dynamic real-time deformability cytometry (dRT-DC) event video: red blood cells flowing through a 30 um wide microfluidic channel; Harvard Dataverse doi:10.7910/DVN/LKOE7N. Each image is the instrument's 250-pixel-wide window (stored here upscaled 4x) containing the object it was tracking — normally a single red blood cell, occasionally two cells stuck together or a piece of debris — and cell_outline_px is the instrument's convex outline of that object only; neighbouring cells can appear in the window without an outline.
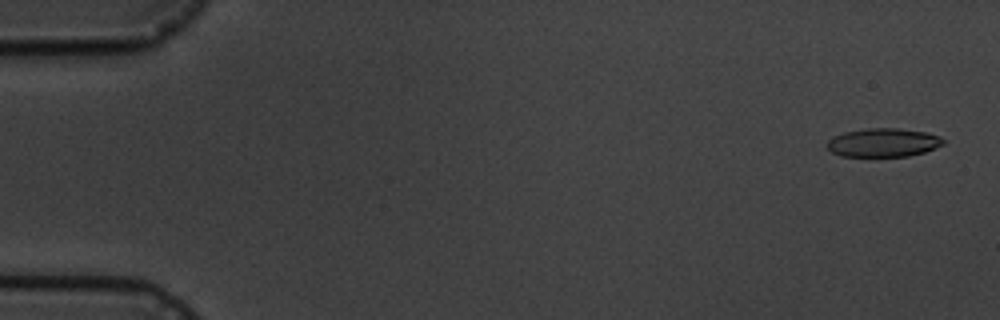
{"species": "common noctule bat (a hibernating species)", "species_latin": "Nyctalus noctula", "temperature_condition": "cold", "stored_images_in_passage": 15, "camera_frame_rate_fps": 3000, "um_per_image_px": 0.085, "animal": {"sex": "male", "body_mass_g": 19.5, "forearm_length_mm": 54.6}, "frame": {"image": 1, "passage_image": 1, "time_ms": 0.0, "image_size_px": [1000, 320], "cell_outline_px": [[944, 144], [936, 148], [924, 152], [908, 156], [840, 156], [832, 152], [828, 148], [828, 140], [832, 136], [844, 132], [868, 128], [896, 128], [924, 132], [936, 136], [944, 140]], "centroid_in_image_um": [75.05, 12.12], "position_along_channel_um": 10.0, "area_um2": 19.19}}
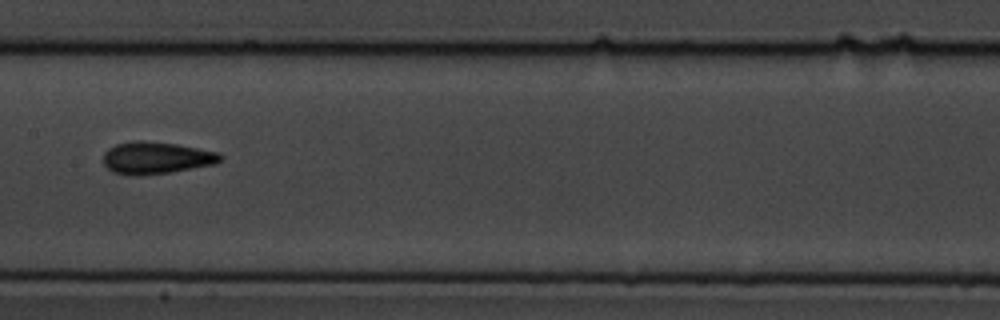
{"frame": {"image": 2, "passage_image": 8, "time_ms": 9.0, "image_size_px": [1000, 320], "cell_outline_px": [[224, 156], [216, 164], [168, 172], [140, 176], [128, 176], [112, 172], [104, 164], [104, 152], [108, 148], [116, 144], [136, 140], [144, 140], [176, 144], [220, 152]], "centroid_in_image_um": [13.27, 13.42], "position_along_channel_um": 194.1, "area_um2": 22.08}}
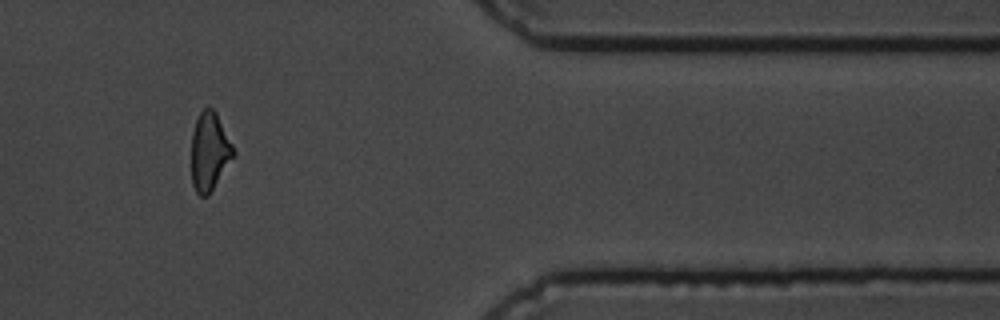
{"frame": {"image": 3, "passage_image": 13, "time_ms": 15.333, "image_size_px": [1000, 320], "cell_outline_px": [[236, 152], [208, 196], [200, 196], [196, 192], [192, 184], [192, 132], [196, 120], [200, 112], [204, 108], [212, 108], [216, 112]], "centroid_in_image_um": [17.8, 12.88], "position_along_channel_um": 393.6, "area_um2": 18.9}, "authors_computed_cell_mechanics": {"area_um2": 19.7676, "velocity_mm_per_s": 3.5365, "shape_relaxation_time_tau1_ms": 3.5165, "shape_relaxation_time_tau2_ms": 2.9811, "deformation_change_tau1": 0.1416, "deformation_change_tau2": 0.1326}}